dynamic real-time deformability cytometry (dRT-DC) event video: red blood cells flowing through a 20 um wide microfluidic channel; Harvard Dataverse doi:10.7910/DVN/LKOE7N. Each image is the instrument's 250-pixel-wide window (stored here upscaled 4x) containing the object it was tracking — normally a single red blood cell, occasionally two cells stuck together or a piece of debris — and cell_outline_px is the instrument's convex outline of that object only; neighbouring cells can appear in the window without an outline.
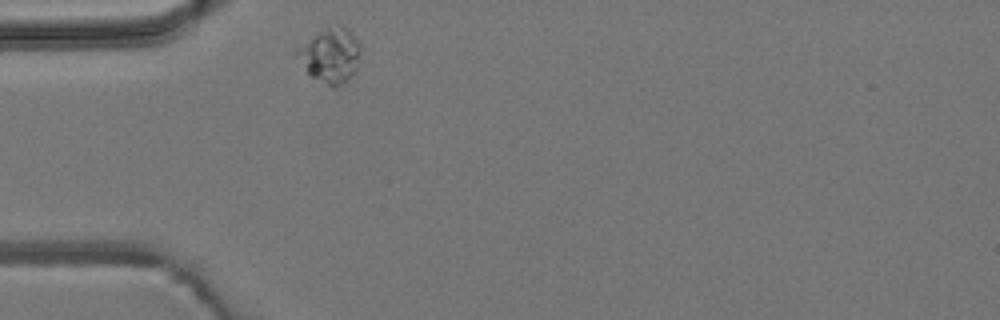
{"species": "common noctule bat (a hibernating species)", "species_latin": "Nyctalus noctula", "temperature_condition": "room temperature", "stored_images_in_passage": 1, "camera_frame_rate_fps": 3000, "um_per_image_px": 0.085, "animal": {"sex": "male", "body_mass_g": 19.2, "forearm_length_mm": 51.8}, "frame": {"image": 1, "passage_image": 1, "time_ms": 0.0, "image_size_px": [1000, 320], "cell_outline_px": [[360, 52], [356, 68], [348, 80], [336, 88], [332, 88], [312, 76], [308, 72], [296, 52], [296, 48], [320, 32], [340, 24], [344, 24], [348, 28], [360, 44]], "centroid_in_image_um": [28.13, 4.71], "position_along_channel_um": 56.9, "area_um2": 19.65}}